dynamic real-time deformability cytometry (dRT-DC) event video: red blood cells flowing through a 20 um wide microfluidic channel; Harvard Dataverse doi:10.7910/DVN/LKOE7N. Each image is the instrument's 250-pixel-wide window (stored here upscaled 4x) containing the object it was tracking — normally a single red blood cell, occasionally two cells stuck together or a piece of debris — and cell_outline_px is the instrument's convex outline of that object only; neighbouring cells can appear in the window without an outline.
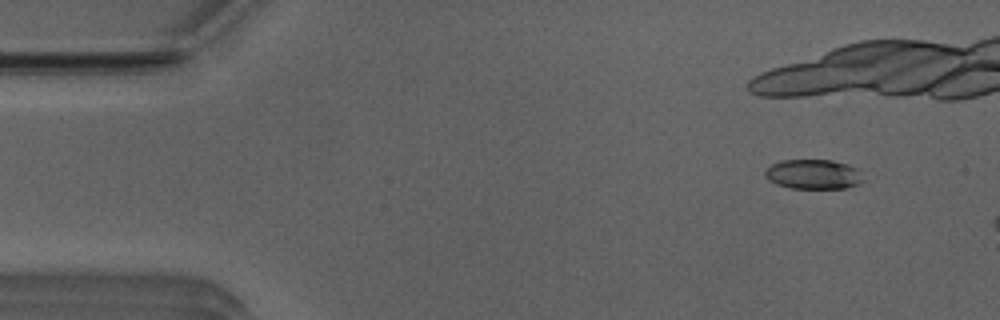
{"species": "Egyptian fruit bat (a non-hibernating species)", "species_latin": "Rousettus aegyptiacus", "temperature_condition": "room temperature", "stored_images_in_passage": 9, "camera_frame_rate_fps": 3000, "um_per_image_px": 0.085, "animal": {"sex": "male"}, "frame": {"image": 1, "passage_image": 3, "time_ms": 0.667, "image_size_px": [1000, 320], "cell_outline_px": [[860, 180], [856, 184], [844, 188], [792, 188], [776, 184], [768, 180], [764, 176], [764, 172], [772, 164], [780, 160], [832, 160], [848, 164], [856, 168]], "centroid_in_image_um": [69.04, 14.8], "position_along_channel_um": 16.0, "area_um2": 16.65}}